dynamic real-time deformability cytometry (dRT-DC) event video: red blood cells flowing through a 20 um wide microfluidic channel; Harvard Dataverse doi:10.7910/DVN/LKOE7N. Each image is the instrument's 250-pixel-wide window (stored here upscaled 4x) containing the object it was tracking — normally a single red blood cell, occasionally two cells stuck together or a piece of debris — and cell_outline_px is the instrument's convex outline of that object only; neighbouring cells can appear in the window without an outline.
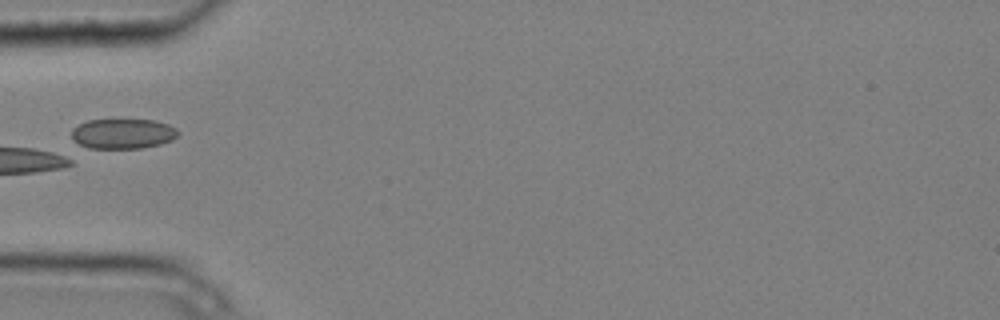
{"species": "common noctule bat (a hibernating species)", "species_latin": "Nyctalus noctula", "temperature_condition": "cold", "stored_images_in_passage": 6, "camera_frame_rate_fps": 3000, "um_per_image_px": 0.085, "animal": {"sex": "male", "body_mass_g": 20.4}, "frame": {"image": 1, "passage_image": 6, "time_ms": 1.667, "image_size_px": [1000, 320], "cell_outline_px": [[180, 132], [172, 140], [160, 144], [140, 148], [88, 148], [72, 140], [72, 128], [88, 120], [156, 120], [168, 124], [176, 128]], "centroid_in_image_um": [10.45, 11.36], "position_along_channel_um": 74.5, "area_um2": 18.61}}